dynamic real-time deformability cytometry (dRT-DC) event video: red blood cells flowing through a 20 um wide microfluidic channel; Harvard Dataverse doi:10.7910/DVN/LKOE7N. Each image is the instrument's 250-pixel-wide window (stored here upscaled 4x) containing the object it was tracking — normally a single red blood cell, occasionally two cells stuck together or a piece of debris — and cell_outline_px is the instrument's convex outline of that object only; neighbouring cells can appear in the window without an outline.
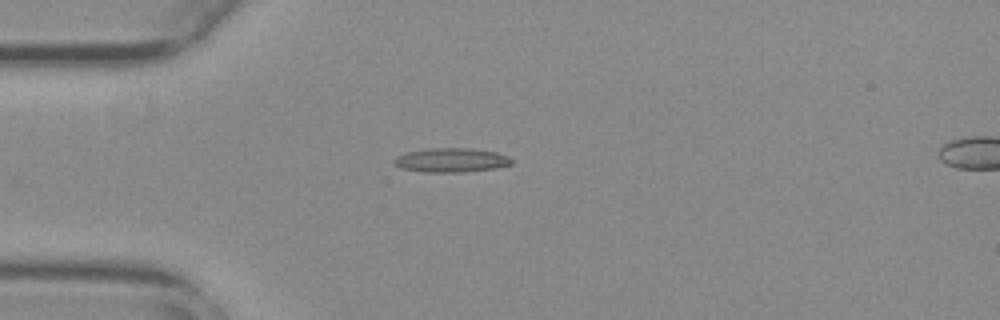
{"species": "common noctule bat (a hibernating species)", "species_latin": "Nyctalus noctula", "temperature_condition": "warm", "stored_images_in_passage": 28, "camera_frame_rate_fps": 3000, "um_per_image_px": 0.085, "animal": {"sex": "female", "body_mass_g": 29.2, "forearm_length_mm": 56.3}, "frame": {"image": 1, "passage_image": 2, "time_ms": 0.333, "image_size_px": [1000, 320], "cell_outline_px": [[512, 164], [496, 168], [464, 172], [424, 172], [400, 168], [392, 160], [396, 156], [404, 152], [428, 148], [468, 148], [496, 152], [508, 156], [512, 160]], "centroid_in_image_um": [38.32, 13.61], "position_along_channel_um": 46.7, "area_um2": 16.65}}
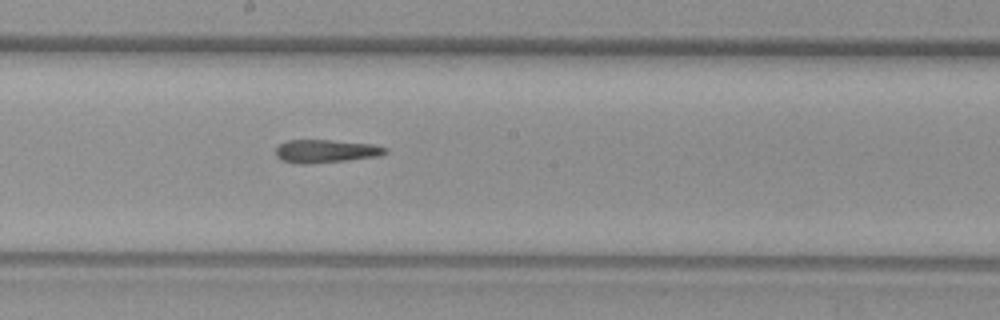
{"frame": {"image": 2, "passage_image": 17, "time_ms": 5.333, "image_size_px": [1000, 320], "cell_outline_px": [[388, 152], [380, 156], [308, 164], [300, 164], [280, 160], [276, 156], [276, 148], [280, 144], [288, 140], [332, 140], [372, 144], [388, 148]], "centroid_in_image_um": [27.69, 12.85], "position_along_channel_um": 220.5, "area_um2": 14.74}}
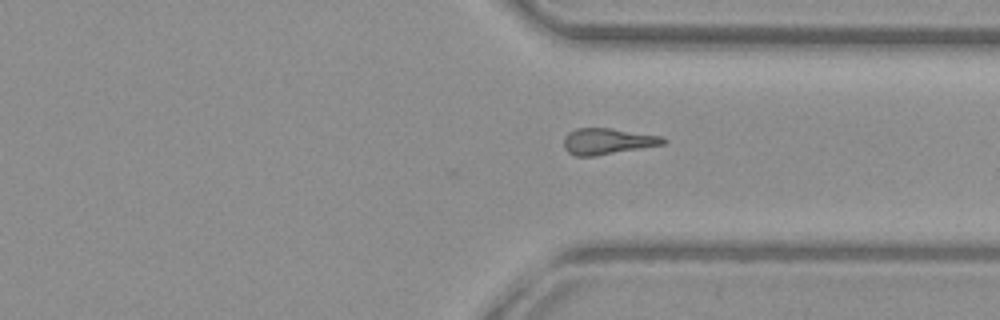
{"frame": {"image": 3, "passage_image": 28, "time_ms": 9.0, "image_size_px": [1000, 320], "cell_outline_px": [[668, 140], [664, 144], [596, 156], [576, 156], [568, 152], [564, 148], [564, 136], [568, 132], [576, 128], [612, 128], [664, 136]], "centroid_in_image_um": [51.65, 12.0], "position_along_channel_um": 359.7, "area_um2": 15.32}}